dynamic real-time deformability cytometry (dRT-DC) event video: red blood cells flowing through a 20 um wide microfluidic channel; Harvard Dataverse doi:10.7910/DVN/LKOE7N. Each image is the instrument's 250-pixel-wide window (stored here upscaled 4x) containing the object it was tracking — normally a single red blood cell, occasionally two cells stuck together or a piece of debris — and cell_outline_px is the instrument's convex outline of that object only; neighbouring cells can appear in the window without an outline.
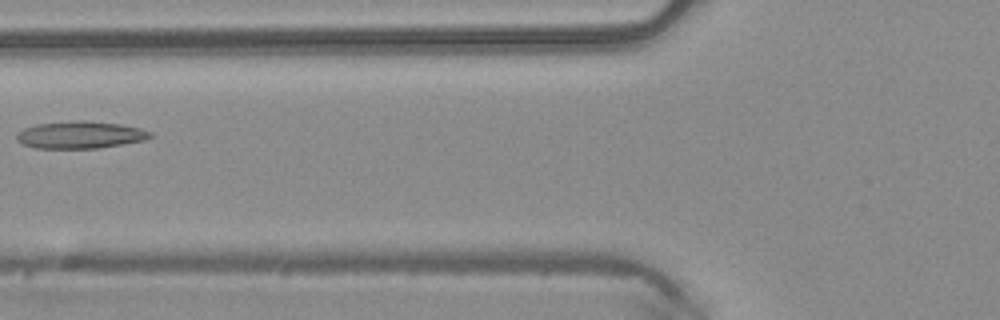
{"species": "common noctule bat (a hibernating species)", "species_latin": "Nyctalus noctula", "temperature_condition": "warm", "stored_images_in_passage": 5, "camera_frame_rate_fps": 3000, "um_per_image_px": 0.085, "animal": {"sex": "male", "body_mass_g": 20.4}, "frame": {"image": 1, "passage_image": 5, "time_ms": 1.333, "image_size_px": [1000, 320], "cell_outline_px": [[152, 136], [144, 140], [100, 148], [36, 148], [20, 144], [16, 140], [16, 136], [24, 128], [36, 124], [80, 120], [88, 120], [120, 124], [140, 128], [152, 132]], "centroid_in_image_um": [6.81, 11.46], "position_along_channel_um": 119.0, "area_um2": 21.21}}